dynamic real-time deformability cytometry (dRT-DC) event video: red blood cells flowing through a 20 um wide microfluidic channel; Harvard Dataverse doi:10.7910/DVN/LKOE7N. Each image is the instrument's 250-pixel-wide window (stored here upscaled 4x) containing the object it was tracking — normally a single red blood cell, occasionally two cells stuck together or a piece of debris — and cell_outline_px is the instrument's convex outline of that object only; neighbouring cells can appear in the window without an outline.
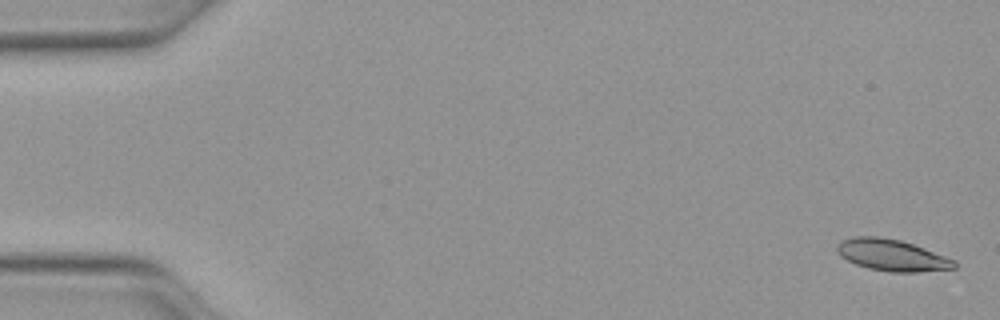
{"species": "Egyptian fruit bat (a non-hibernating species)", "species_latin": "Rousettus aegyptiacus", "temperature_condition": "warm", "stored_images_in_passage": 45, "camera_frame_rate_fps": 3000, "um_per_image_px": 0.085, "animal": {"sex": "female"}, "frame": {"image": 1, "passage_image": 1, "time_ms": 0.0, "image_size_px": [1000, 320], "cell_outline_px": [[956, 268], [916, 272], [888, 272], [868, 268], [856, 264], [840, 256], [836, 252], [836, 244], [852, 236], [880, 236], [900, 240], [924, 248], [956, 260]], "centroid_in_image_um": [75.79, 21.68], "position_along_channel_um": 9.2, "area_um2": 21.62}}
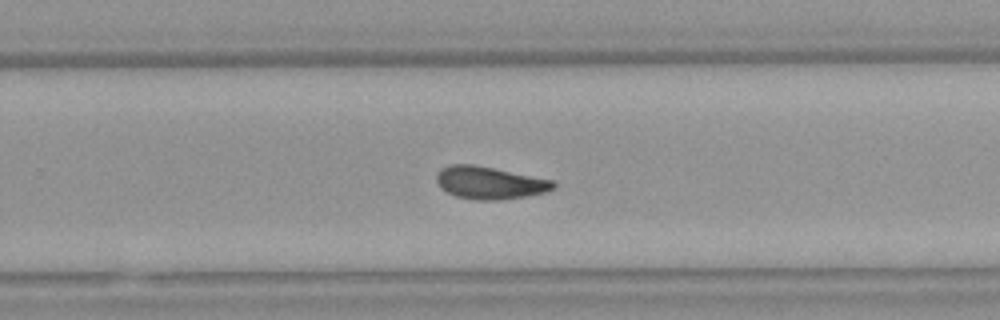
{"frame": {"image": 2, "passage_image": 32, "time_ms": 10.333, "image_size_px": [1000, 320], "cell_outline_px": [[556, 188], [544, 192], [504, 200], [476, 200], [456, 196], [440, 188], [436, 180], [436, 172], [440, 168], [448, 164], [476, 164], [552, 180], [556, 184]], "centroid_in_image_um": [41.57, 15.52], "position_along_channel_um": 288.2, "area_um2": 22.31}}
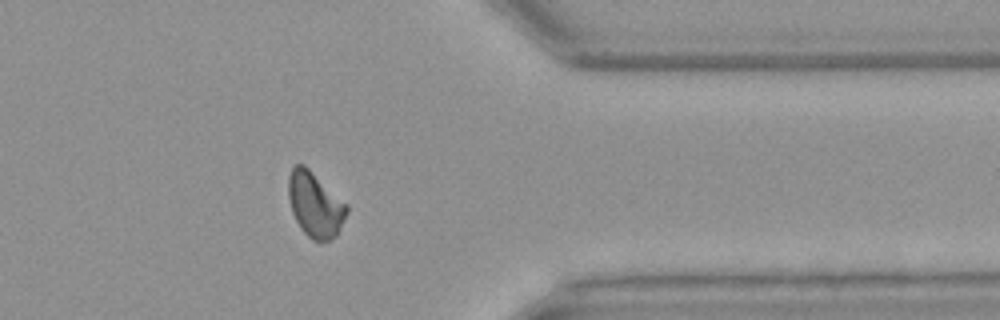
{"frame": {"image": 3, "passage_image": 40, "time_ms": 13.0, "image_size_px": [1000, 320], "cell_outline_px": [[348, 212], [336, 236], [320, 244], [312, 240], [300, 228], [292, 212], [288, 196], [288, 176], [292, 168], [296, 164], [304, 164], [348, 204]], "centroid_in_image_um": [26.79, 17.41], "position_along_channel_um": 384.6, "area_um2": 22.31}}